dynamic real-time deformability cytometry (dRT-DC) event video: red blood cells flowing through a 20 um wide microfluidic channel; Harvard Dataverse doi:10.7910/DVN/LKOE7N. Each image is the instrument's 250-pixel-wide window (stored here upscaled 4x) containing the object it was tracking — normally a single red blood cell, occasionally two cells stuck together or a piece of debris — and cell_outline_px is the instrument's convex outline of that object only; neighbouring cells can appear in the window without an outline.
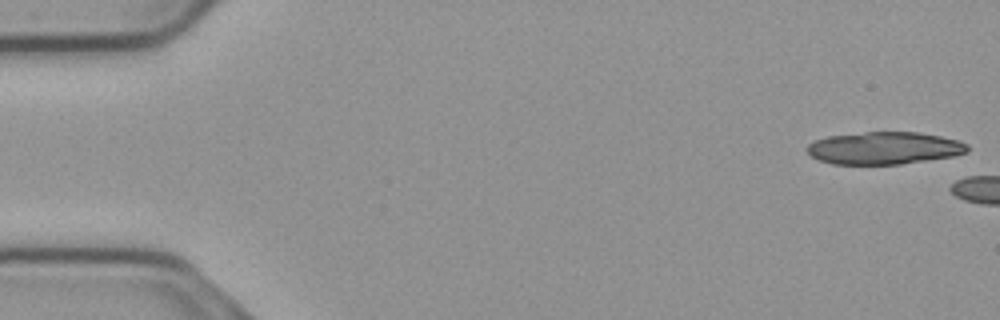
{"species": "common noctule bat (a hibernating species)", "species_latin": "Nyctalus noctula", "temperature_condition": "cold", "stored_images_in_passage": 10, "camera_frame_rate_fps": 3000, "um_per_image_px": 0.085, "animal": {"sex": "male", "body_mass_g": 23.1, "forearm_length_mm": 52.7}, "frame": {"image": 1, "passage_image": 1, "time_ms": 0.0, "image_size_px": [1000, 320], "cell_outline_px": [[968, 152], [956, 156], [900, 164], [832, 164], [820, 160], [812, 156], [804, 148], [808, 144], [816, 140], [828, 136], [864, 132], [920, 132], [960, 140], [968, 144]], "centroid_in_image_um": [75.19, 12.58], "position_along_channel_um": 9.8, "area_um2": 30.46}}